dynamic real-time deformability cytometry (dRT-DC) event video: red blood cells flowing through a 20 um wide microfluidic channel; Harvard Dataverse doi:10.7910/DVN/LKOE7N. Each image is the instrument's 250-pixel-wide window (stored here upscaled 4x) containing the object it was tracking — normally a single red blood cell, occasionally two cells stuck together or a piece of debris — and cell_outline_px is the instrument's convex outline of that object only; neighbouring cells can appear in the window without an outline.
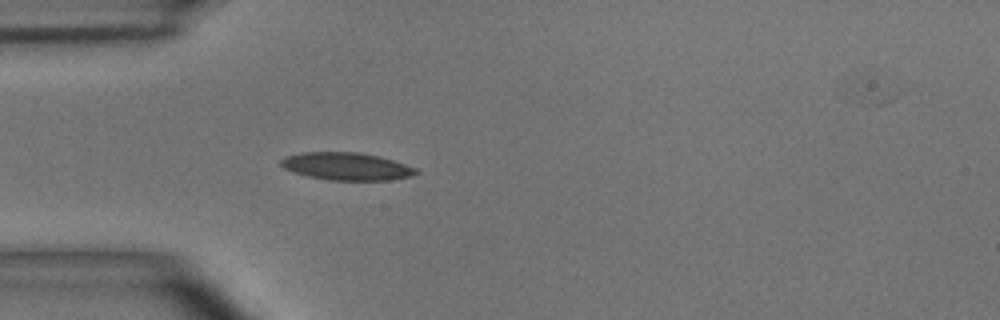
{"species": "common noctule bat (a hibernating species)", "species_latin": "Nyctalus noctula", "temperature_condition": "room temperature", "stored_images_in_passage": 37, "segment_of_instrument_passage": [1, 2], "camera_frame_rate_fps": 3000, "um_per_image_px": 0.085, "animal": {"sex": "male", "body_mass_g": 15.6}, "frame": {"image": 1, "passage_image": 1, "time_ms": 0.0, "image_size_px": [1000, 320], "cell_outline_px": [[420, 172], [412, 176], [388, 180], [328, 180], [308, 176], [284, 168], [280, 164], [280, 160], [288, 156], [300, 152], [360, 152], [380, 156], [416, 168]], "centroid_in_image_um": [29.48, 14.13], "position_along_channel_um": 55.5, "area_um2": 21.62}}
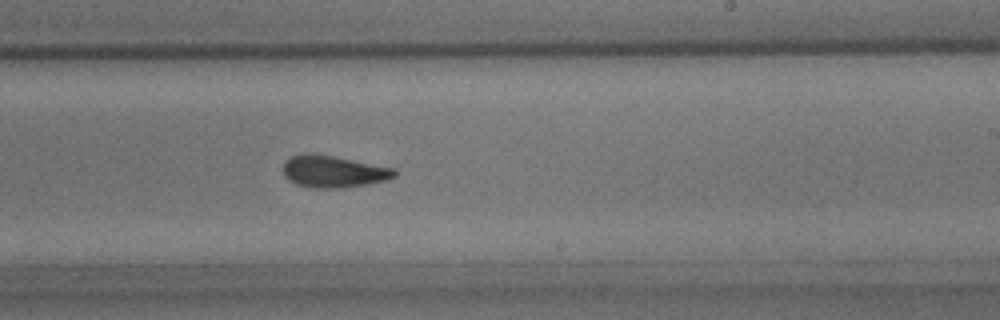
{"frame": {"image": 2, "passage_image": 17, "time_ms": 5.333, "image_size_px": [1000, 320], "cell_outline_px": [[396, 176], [388, 180], [364, 184], [336, 188], [308, 188], [296, 184], [288, 180], [284, 176], [284, 160], [292, 156], [332, 156], [392, 168], [396, 172]], "centroid_in_image_um": [28.33, 14.62], "position_along_channel_um": 260.7, "area_um2": 19.94}}
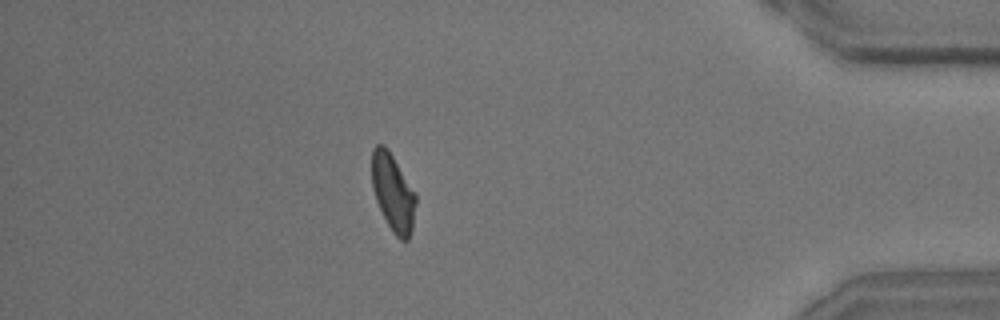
{"frame": {"image": 3, "passage_image": 31, "time_ms": 10.0, "image_size_px": [1000, 320], "cell_outline_px": [[416, 204], [412, 228], [408, 240], [400, 240], [392, 232], [376, 200], [372, 188], [372, 148], [376, 144], [384, 144], [388, 148], [416, 192]], "centroid_in_image_um": [33.41, 16.33], "position_along_channel_um": 401.8, "area_um2": 19.94}}